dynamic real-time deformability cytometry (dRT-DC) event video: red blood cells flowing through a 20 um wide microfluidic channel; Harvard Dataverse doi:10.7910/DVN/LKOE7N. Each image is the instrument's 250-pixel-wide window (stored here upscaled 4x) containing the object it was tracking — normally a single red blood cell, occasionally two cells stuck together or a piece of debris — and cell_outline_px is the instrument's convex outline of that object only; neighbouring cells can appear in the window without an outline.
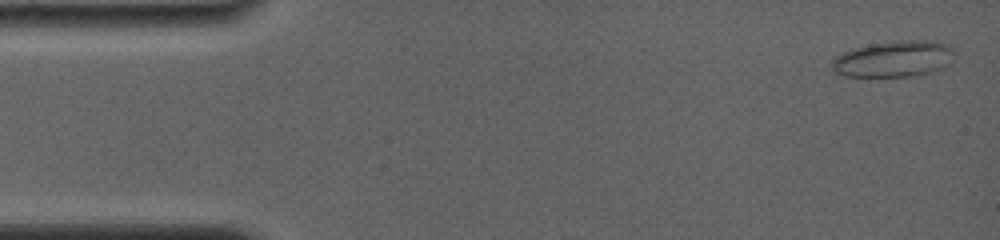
{"species": "common noctule bat (a hibernating species)", "species_latin": "Nyctalus noctula", "temperature_condition": "room temperature", "stored_images_in_passage": 58, "camera_frame_rate_fps": 4000, "um_per_image_px": 0.085, "animal": {"sex": "female", "body_mass_g": 19.0, "forearm_length_mm": 56.7}, "frame": {"image": 1, "passage_image": 2, "time_ms": 0.25, "image_size_px": [1000, 240], "cell_outline_px": [[952, 60], [944, 68], [916, 76], [844, 76], [836, 72], [832, 68], [832, 60], [836, 56], [844, 52], [856, 48], [872, 44], [908, 40], [928, 40], [948, 44], [952, 48]], "centroid_in_image_um": [75.99, 5.02], "position_along_channel_um": 9.0, "area_um2": 25.55}}
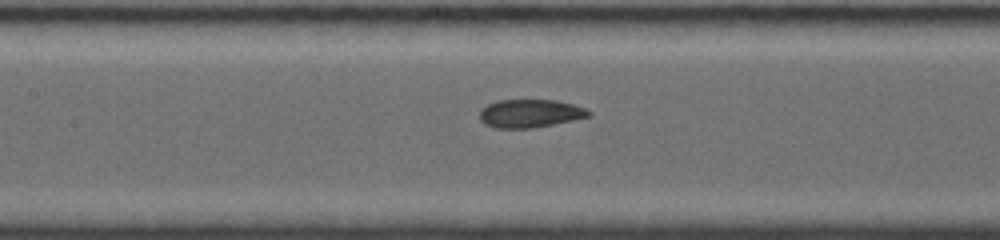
{"frame": {"image": 2, "passage_image": 27, "time_ms": 7.25, "image_size_px": [1000, 240], "cell_outline_px": [[592, 116], [532, 128], [496, 128], [484, 124], [480, 120], [480, 108], [496, 100], [556, 100], [572, 104], [584, 108], [592, 112]], "centroid_in_image_um": [45.03, 9.64], "position_along_channel_um": 162.4, "area_um2": 17.92}}
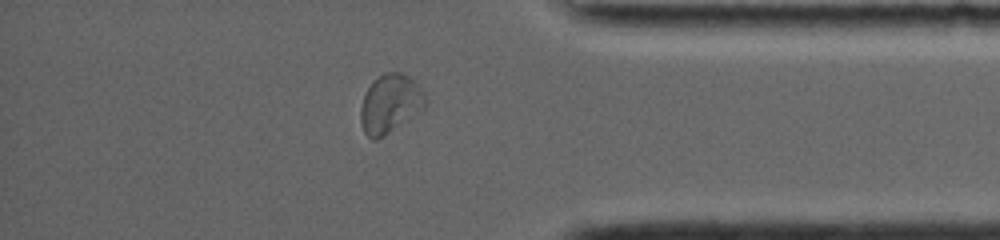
{"frame": {"image": 3, "passage_image": 50, "time_ms": 13.75, "image_size_px": [1000, 240], "cell_outline_px": [[428, 104], [420, 112], [384, 136], [376, 140], [372, 140], [364, 132], [360, 120], [360, 108], [364, 96], [372, 80], [384, 72], [400, 72], [408, 76], [424, 92], [428, 100]], "centroid_in_image_um": [33.17, 8.82], "position_along_channel_um": 402.0, "area_um2": 22.31}, "authors_computed_cell_mechanics": {"area_um2": 19.2474, "velocity_mm_per_s": 3.8047, "shape_relaxation_time_tau1_ms": 8.8233, "shape_relaxation_time_tau2_ms": 1.3937, "deformation_change_tau1": 0.2122, "deformation_change_tau2": 0.0687}}